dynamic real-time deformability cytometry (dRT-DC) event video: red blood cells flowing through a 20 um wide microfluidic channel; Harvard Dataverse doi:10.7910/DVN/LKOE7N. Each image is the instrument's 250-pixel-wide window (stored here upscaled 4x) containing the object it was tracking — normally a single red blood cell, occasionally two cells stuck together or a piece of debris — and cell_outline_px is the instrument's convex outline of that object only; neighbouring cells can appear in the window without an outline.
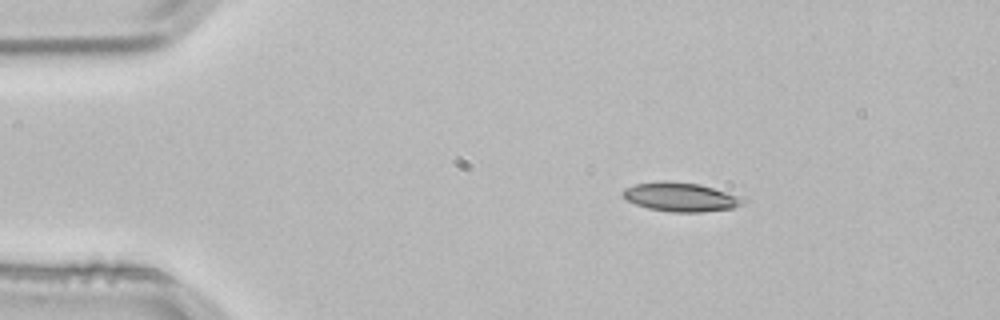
{"species": "common noctule bat (a hibernating species)", "species_latin": "Nyctalus noctula", "temperature_condition": "room temperature", "stored_images_in_passage": 2, "camera_frame_rate_fps": 3000, "um_per_image_px": 0.085, "animal": {"sex": "male", "body_mass_g": 21.5, "forearm_length_mm": 52.0}, "frame": {"image": 1, "passage_image": 1, "time_ms": 0.0, "image_size_px": [1000, 320], "cell_outline_px": [[748, 200], [744, 204], [732, 208], [700, 212], [672, 212], [648, 208], [636, 204], [628, 200], [620, 192], [624, 188], [636, 184], [660, 180], [664, 180], [700, 184]], "centroid_in_image_um": [57.82, 16.74], "position_along_channel_um": 27.2, "area_um2": 20.11}}